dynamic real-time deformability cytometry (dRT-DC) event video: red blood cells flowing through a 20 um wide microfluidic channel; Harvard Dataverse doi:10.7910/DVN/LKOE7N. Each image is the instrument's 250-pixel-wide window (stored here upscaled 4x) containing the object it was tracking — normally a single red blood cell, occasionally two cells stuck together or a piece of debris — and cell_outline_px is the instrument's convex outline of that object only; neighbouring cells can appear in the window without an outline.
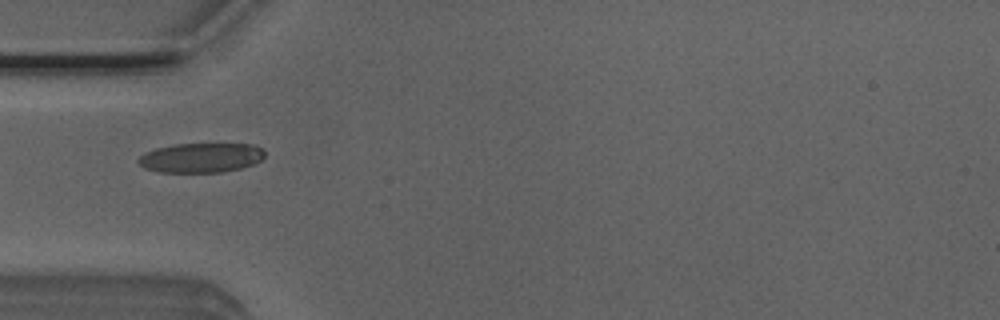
{"species": "Egyptian fruit bat (a non-hibernating species)", "species_latin": "Rousettus aegyptiacus", "temperature_condition": "room temperature", "stored_images_in_passage": 2, "camera_frame_rate_fps": 3000, "um_per_image_px": 0.085, "animal": {"sex": "male"}, "frame": {"image": 1, "passage_image": 2, "time_ms": 0.333, "image_size_px": [1000, 320], "cell_outline_px": [[264, 156], [260, 160], [252, 164], [240, 168], [220, 172], [160, 172], [144, 168], [136, 160], [144, 152], [156, 148], [172, 144], [252, 144], [264, 148]], "centroid_in_image_um": [17.06, 13.4], "position_along_channel_um": 67.9, "area_um2": 21.79}}